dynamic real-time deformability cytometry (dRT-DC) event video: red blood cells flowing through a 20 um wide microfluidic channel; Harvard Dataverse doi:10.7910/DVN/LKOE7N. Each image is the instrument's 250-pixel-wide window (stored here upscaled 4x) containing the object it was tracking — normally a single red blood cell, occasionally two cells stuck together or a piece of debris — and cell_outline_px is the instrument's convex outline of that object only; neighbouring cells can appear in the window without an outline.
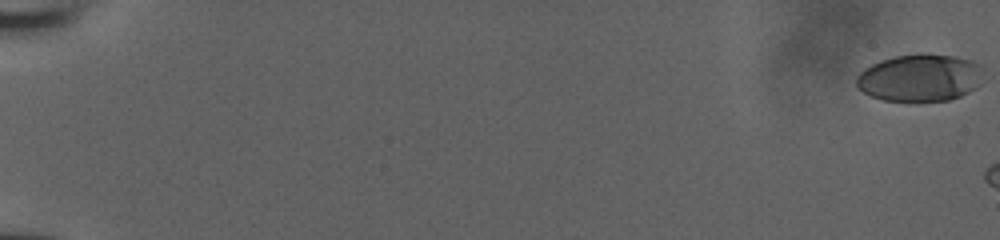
{"species": "human", "species_latin": "Homo sapiens", "temperature_condition": "room temperature", "stored_images_in_passage": 9, "camera_frame_rate_fps": 3000, "um_per_image_px": 0.085, "donor": {"sex": "male"}, "frame": {"image": 1, "passage_image": 1, "time_ms": 0.0, "image_size_px": [1000, 240], "cell_outline_px": [[980, 84], [976, 88], [960, 96], [948, 100], [884, 100], [872, 96], [864, 92], [856, 84], [856, 76], [864, 68], [880, 60], [896, 56], [924, 52], [952, 56], [972, 60], [980, 64]], "centroid_in_image_um": [78.18, 6.58], "position_along_channel_um": 6.8, "area_um2": 34.8}}